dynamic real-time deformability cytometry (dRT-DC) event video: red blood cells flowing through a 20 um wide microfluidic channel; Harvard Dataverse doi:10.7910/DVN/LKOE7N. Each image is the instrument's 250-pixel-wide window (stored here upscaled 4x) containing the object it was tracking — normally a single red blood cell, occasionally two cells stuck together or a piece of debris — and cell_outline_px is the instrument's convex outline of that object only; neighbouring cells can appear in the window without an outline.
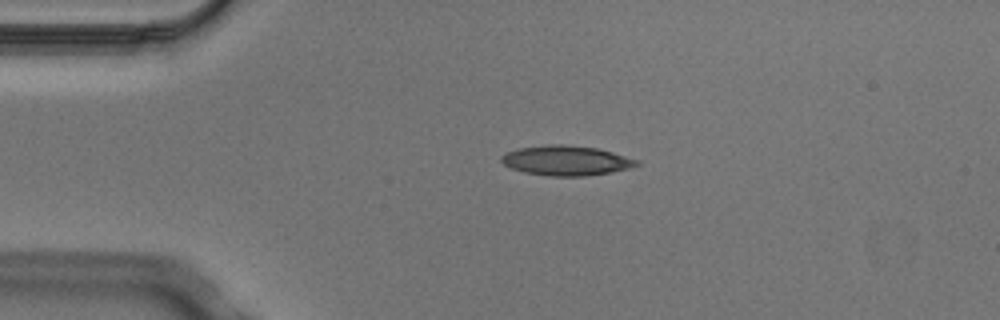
{"species": "Egyptian fruit bat (a non-hibernating species)", "species_latin": "Rousettus aegyptiacus", "temperature_condition": "cold", "stored_images_in_passage": 5, "camera_frame_rate_fps": 3000, "um_per_image_px": 0.085, "animal": {"sex": "male"}, "frame": {"image": 1, "passage_image": 5, "time_ms": 1.333, "image_size_px": [1000, 320], "cell_outline_px": [[640, 164], [628, 168], [612, 172], [584, 176], [548, 176], [524, 172], [512, 168], [504, 164], [500, 160], [500, 156], [516, 148], [548, 144], [564, 144], [596, 148], [612, 152], [640, 160]], "centroid_in_image_um": [48.12, 13.64], "position_along_channel_um": 36.9, "area_um2": 23.58}}